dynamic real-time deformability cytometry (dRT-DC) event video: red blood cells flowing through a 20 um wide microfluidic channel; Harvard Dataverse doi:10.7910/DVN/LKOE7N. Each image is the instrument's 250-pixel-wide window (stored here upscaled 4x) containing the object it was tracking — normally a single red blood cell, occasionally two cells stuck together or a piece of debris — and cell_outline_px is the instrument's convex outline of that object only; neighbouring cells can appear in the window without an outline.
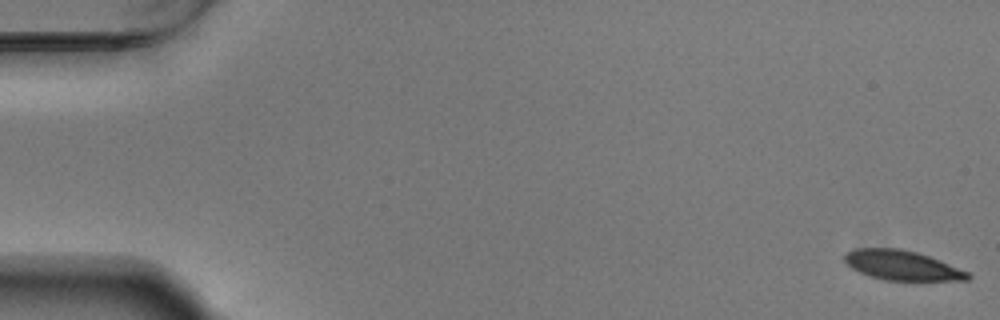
{"species": "Egyptian fruit bat (a non-hibernating species)", "species_latin": "Rousettus aegyptiacus", "temperature_condition": "warm", "stored_images_in_passage": 55, "camera_frame_rate_fps": 3000, "um_per_image_px": 0.085, "animal": {"sex": "male"}, "frame": {"image": 1, "passage_image": 1, "time_ms": 0.0, "image_size_px": [1000, 320], "cell_outline_px": [[972, 276], [968, 280], [884, 280], [868, 276], [852, 268], [844, 260], [844, 252], [852, 248], [900, 248], [916, 252], [928, 256], [968, 272]], "centroid_in_image_um": [76.61, 22.54], "position_along_channel_um": 8.4, "area_um2": 21.21}}
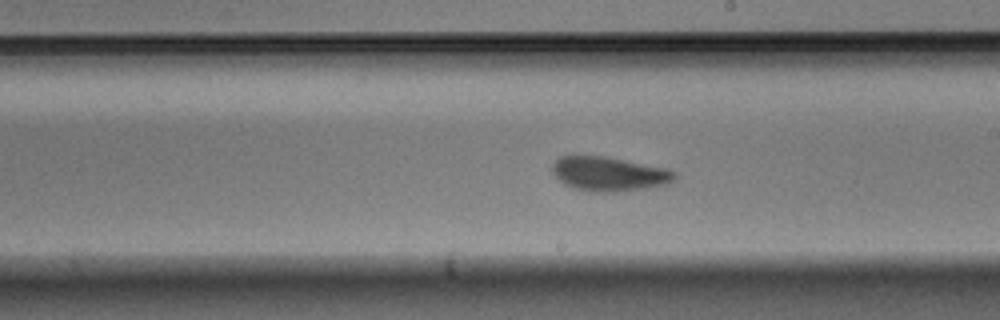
{"frame": {"image": 2, "passage_image": 32, "time_ms": 10.333, "image_size_px": [1000, 320], "cell_outline_px": [[676, 176], [668, 184], [644, 188], [616, 192], [600, 192], [576, 188], [564, 184], [552, 172], [552, 164], [560, 156], [604, 156], [668, 168], [676, 172]], "centroid_in_image_um": [51.79, 14.77], "position_along_channel_um": 237.2, "area_um2": 24.22}}
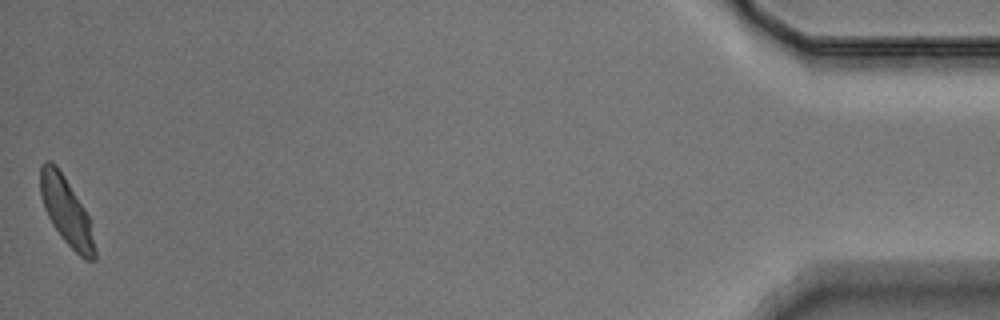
{"frame": {"image": 3, "passage_image": 55, "time_ms": 18.0, "image_size_px": [1000, 320], "cell_outline_px": [[96, 260], [84, 260], [64, 240], [52, 224], [44, 208], [40, 196], [40, 168], [44, 160], [52, 160], [56, 164], [64, 176], [84, 208], [88, 216], [96, 252]], "centroid_in_image_um": [5.61, 17.93], "position_along_channel_um": 429.6, "area_um2": 21.21}, "authors_computed_cell_mechanics": {"area_um2": 23.2356, "velocity_mm_per_s": 3.6992, "shape_relaxation_time_tau1_ms": 4.2665, "shape_relaxation_time_tau2_ms": 1.6366, "deformation_change_tau1": 0.1587, "deformation_change_tau2": 0.0605}}